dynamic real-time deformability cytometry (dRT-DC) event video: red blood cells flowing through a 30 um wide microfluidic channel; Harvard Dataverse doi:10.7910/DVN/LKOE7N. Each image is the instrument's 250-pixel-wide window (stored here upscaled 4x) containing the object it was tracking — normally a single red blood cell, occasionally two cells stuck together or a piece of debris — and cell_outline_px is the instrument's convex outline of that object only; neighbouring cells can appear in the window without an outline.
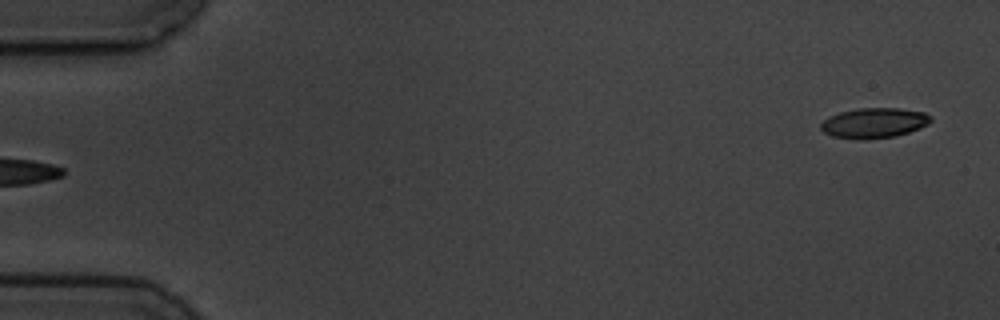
{"species": "common noctule bat (a hibernating species)", "species_latin": "Nyctalus noctula", "temperature_condition": "cold", "stored_images_in_passage": 4, "segment_of_instrument_passage": [2, 2], "camera_frame_rate_fps": 3000, "um_per_image_px": 0.085, "animal": {"sex": "male", "body_mass_g": 19.5, "forearm_length_mm": 54.6}, "frame": {"image": 1, "passage_image": 4, "time_ms": 4.333, "image_size_px": [1000, 320], "cell_outline_px": [[932, 120], [928, 124], [920, 128], [896, 136], [864, 140], [860, 140], [832, 136], [824, 132], [820, 128], [820, 124], [828, 116], [840, 112], [856, 108], [900, 108], [924, 112], [932, 116]], "centroid_in_image_um": [74.29, 10.45], "position_along_channel_um": 10.7, "area_um2": 19.54}}